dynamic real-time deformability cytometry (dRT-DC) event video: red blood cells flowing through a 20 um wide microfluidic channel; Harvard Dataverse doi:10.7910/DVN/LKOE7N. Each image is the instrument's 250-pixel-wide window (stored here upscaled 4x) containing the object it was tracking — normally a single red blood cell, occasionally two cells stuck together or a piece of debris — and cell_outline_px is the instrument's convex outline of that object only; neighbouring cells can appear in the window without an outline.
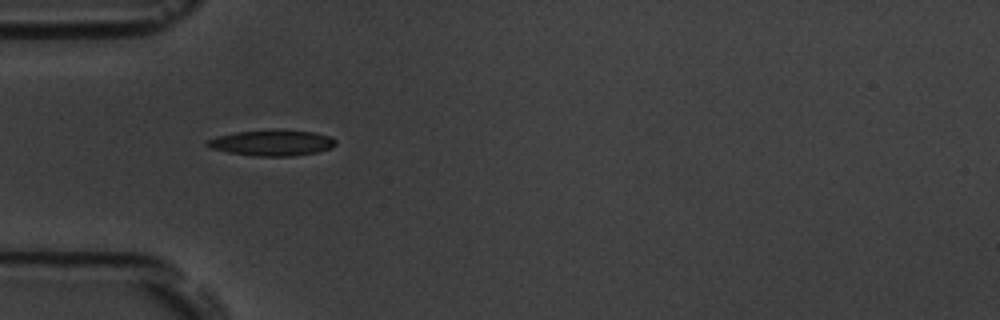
{"species": "common noctule bat (a hibernating species)", "species_latin": "Nyctalus noctula", "temperature_condition": "room temperature", "stored_images_in_passage": 38, "camera_frame_rate_fps": 3000, "um_per_image_px": 0.085, "animal": {"sex": "male", "body_mass_g": 19.5, "forearm_length_mm": 54.6}, "frame": {"image": 1, "passage_image": 1, "time_ms": 0.0, "image_size_px": [1000, 320], "cell_outline_px": [[336, 144], [332, 148], [316, 152], [292, 156], [256, 156], [228, 152], [212, 148], [204, 144], [208, 140], [216, 136], [236, 132], [316, 132], [332, 136], [336, 140]], "centroid_in_image_um": [23.15, 12.18], "position_along_channel_um": 61.9, "area_um2": 18.55}}
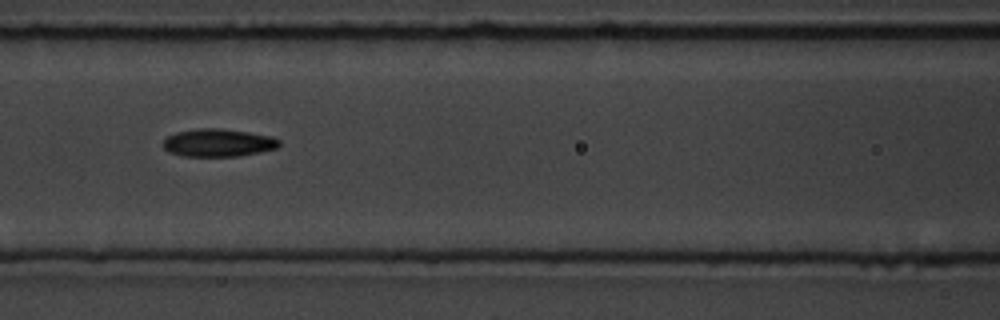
{"frame": {"image": 2, "passage_image": 8, "time_ms": 2.333, "image_size_px": [1000, 320], "cell_outline_px": [[280, 144], [276, 148], [260, 152], [240, 156], [184, 156], [168, 152], [164, 148], [164, 140], [168, 136], [176, 132], [196, 128], [220, 128], [248, 132], [272, 136], [280, 140]], "centroid_in_image_um": [18.55, 12.13], "position_along_channel_um": 148.0, "area_um2": 18.84}}
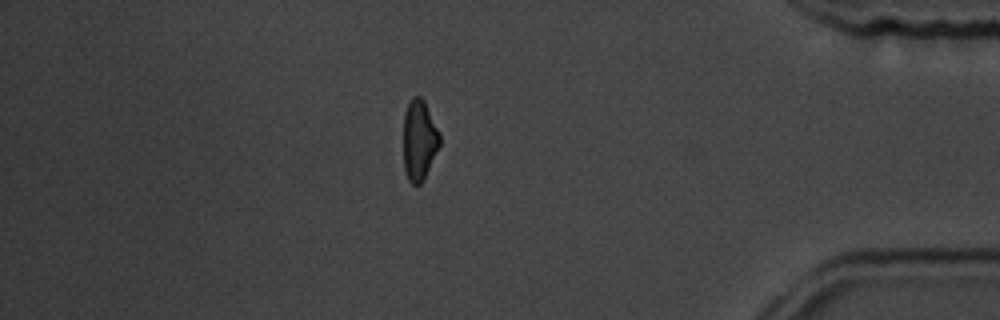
{"frame": {"image": 3, "passage_image": 31, "time_ms": 10.0, "image_size_px": [1000, 320], "cell_outline_px": [[440, 144], [424, 180], [420, 184], [412, 184], [408, 180], [404, 172], [404, 112], [412, 96], [420, 96], [424, 100], [440, 132]], "centroid_in_image_um": [35.63, 11.91], "position_along_channel_um": 399.6, "area_um2": 17.17}, "authors_computed_cell_mechanics": {"area_um2": 18.1781, "velocity_mm_per_s": 3.7686, "shape_relaxation_time_tau1_ms": 3.9824, "shape_relaxation_time_tau2_ms": 3.8558, "deformation_change_tau1": 0.1326, "deformation_change_tau2": 0.1101}}